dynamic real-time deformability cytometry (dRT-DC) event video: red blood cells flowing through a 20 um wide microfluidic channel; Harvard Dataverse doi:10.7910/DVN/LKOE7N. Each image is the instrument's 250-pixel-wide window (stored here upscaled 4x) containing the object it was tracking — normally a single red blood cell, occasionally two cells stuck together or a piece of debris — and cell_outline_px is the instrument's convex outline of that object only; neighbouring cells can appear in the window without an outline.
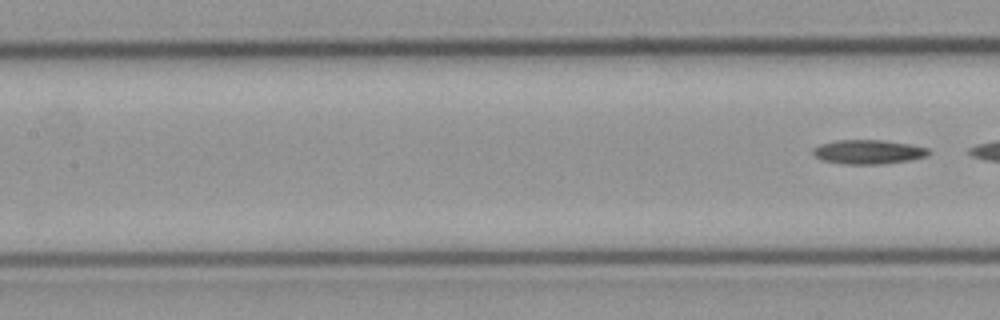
{"species": "common noctule bat (a hibernating species)", "species_latin": "Nyctalus noctula", "temperature_condition": "cold", "stored_images_in_passage": 5, "camera_frame_rate_fps": 3000, "um_per_image_px": 0.085, "animal": {"sex": "male", "body_mass_g": 23.1, "forearm_length_mm": 52.7}, "frame": {"image": 1, "passage_image": 5, "time_ms": 1.333, "image_size_px": [1000, 320], "cell_outline_px": [[932, 152], [928, 156], [908, 160], [876, 164], [848, 164], [820, 160], [812, 152], [812, 148], [820, 144], [836, 140], [884, 140], [912, 144], [932, 148]], "centroid_in_image_um": [73.85, 12.89], "position_along_channel_um": 133.5, "area_um2": 16.47}}